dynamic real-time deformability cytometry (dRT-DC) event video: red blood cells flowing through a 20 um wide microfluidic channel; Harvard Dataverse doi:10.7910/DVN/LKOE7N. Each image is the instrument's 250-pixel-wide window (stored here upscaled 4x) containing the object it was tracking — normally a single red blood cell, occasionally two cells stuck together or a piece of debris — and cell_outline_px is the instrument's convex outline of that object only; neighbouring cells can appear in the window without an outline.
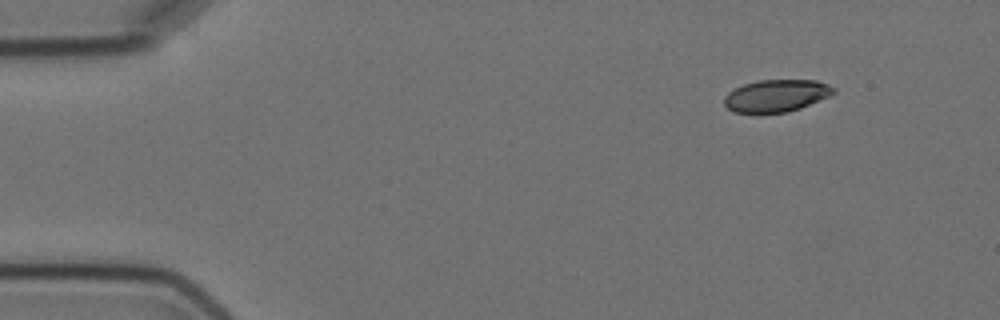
{"species": "Egyptian fruit bat (a non-hibernating species)", "species_latin": "Rousettus aegyptiacus", "temperature_condition": "cold", "stored_images_in_passage": 7, "camera_frame_rate_fps": 3000, "um_per_image_px": 0.085, "animal": {"sex": "female"}, "frame": {"image": 1, "passage_image": 1, "time_ms": 0.0, "image_size_px": [1000, 320], "cell_outline_px": [[836, 92], [828, 96], [800, 108], [788, 112], [732, 112], [724, 104], [724, 96], [728, 92], [744, 84], [760, 80], [816, 80], [828, 84], [836, 88]], "centroid_in_image_um": [65.99, 8.12], "position_along_channel_um": 19.0, "area_um2": 20.35}}
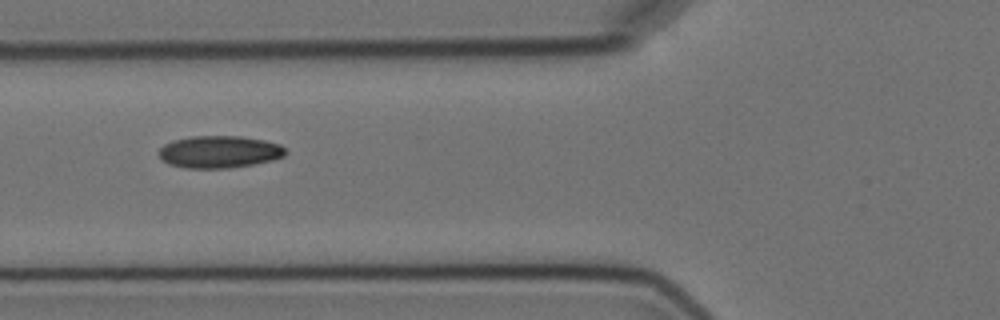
{"frame": {"image": 2, "passage_image": 5, "time_ms": 5.0, "image_size_px": [1000, 320], "cell_outline_px": [[288, 152], [284, 156], [272, 160], [252, 164], [228, 168], [184, 168], [168, 164], [160, 160], [156, 152], [164, 144], [172, 140], [192, 136], [240, 136], [264, 140], [280, 144]], "centroid_in_image_um": [18.59, 12.9], "position_along_channel_um": 107.2, "area_um2": 24.04}}
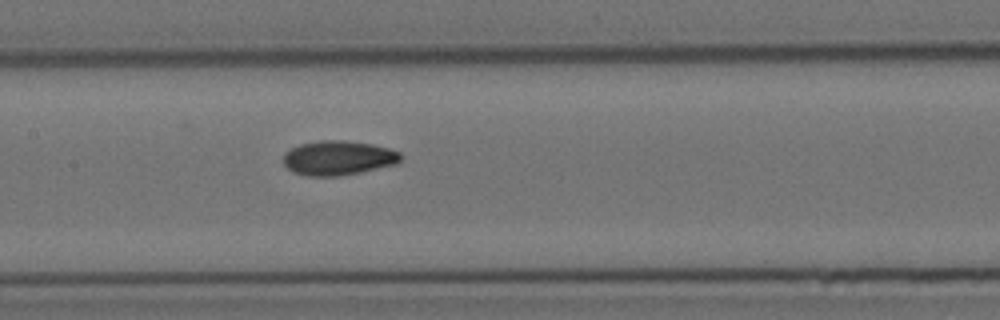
{"frame": {"image": 3, "passage_image": 7, "time_ms": 7.0, "image_size_px": [1000, 320], "cell_outline_px": [[404, 156], [400, 164], [340, 176], [308, 176], [292, 172], [284, 164], [284, 152], [300, 144], [320, 140], [340, 140], [372, 144], [388, 148], [400, 152]], "centroid_in_image_um": [28.8, 13.43], "position_along_channel_um": 178.6, "area_um2": 23.81}}